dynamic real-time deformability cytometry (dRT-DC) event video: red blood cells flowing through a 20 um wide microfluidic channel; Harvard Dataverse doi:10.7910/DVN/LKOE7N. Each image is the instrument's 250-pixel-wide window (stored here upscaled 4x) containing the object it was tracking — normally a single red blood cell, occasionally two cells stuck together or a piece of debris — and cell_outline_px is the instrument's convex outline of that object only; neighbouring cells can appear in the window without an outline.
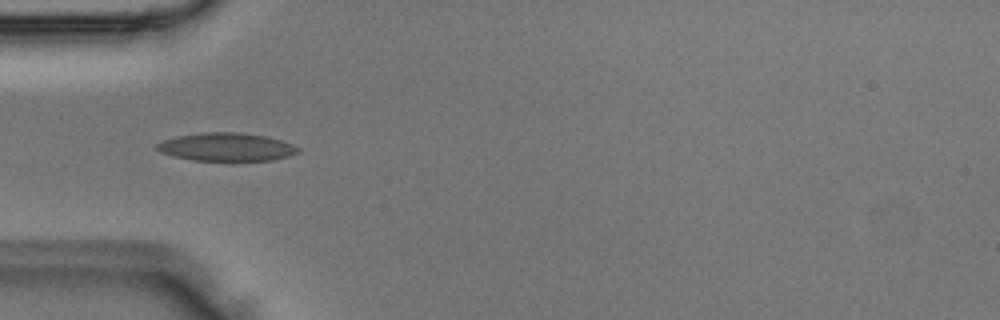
{"species": "Egyptian fruit bat (a non-hibernating species)", "species_latin": "Rousettus aegyptiacus", "temperature_condition": "room temperature", "stored_images_in_passage": 5, "camera_frame_rate_fps": 3000, "um_per_image_px": 0.085, "animal": {"sex": "male"}, "frame": {"image": 1, "passage_image": 5, "time_ms": 1.333, "image_size_px": [1000, 320], "cell_outline_px": [[300, 152], [288, 156], [272, 160], [236, 164], [228, 164], [192, 160], [172, 156], [160, 152], [156, 148], [156, 144], [164, 140], [180, 136], [204, 132], [240, 132], [268, 136], [292, 144], [300, 148]], "centroid_in_image_um": [19.29, 12.55], "position_along_channel_um": 65.7, "area_um2": 24.33}}